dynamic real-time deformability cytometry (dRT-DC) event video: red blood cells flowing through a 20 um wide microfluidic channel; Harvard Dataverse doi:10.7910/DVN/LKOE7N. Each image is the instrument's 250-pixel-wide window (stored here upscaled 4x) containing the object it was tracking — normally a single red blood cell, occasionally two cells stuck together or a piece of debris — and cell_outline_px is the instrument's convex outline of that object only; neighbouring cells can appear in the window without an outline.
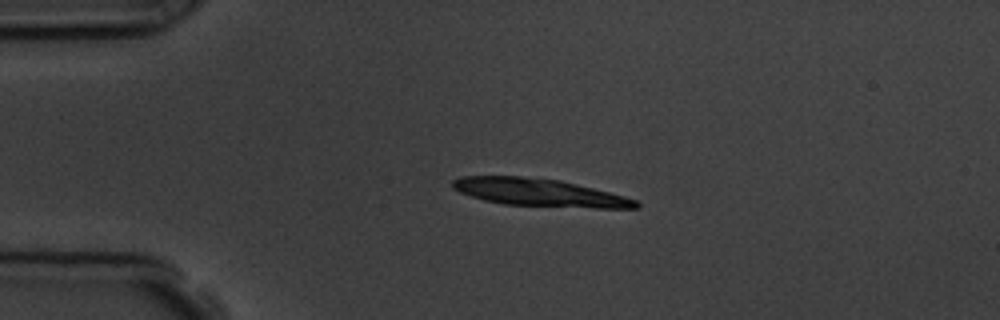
{"species": "common noctule bat (a hibernating species)", "species_latin": "Nyctalus noctula", "temperature_condition": "room temperature", "stored_images_in_passage": 2, "camera_frame_rate_fps": 3000, "um_per_image_px": 0.085, "animal": {"sex": "male", "body_mass_g": 19.5, "forearm_length_mm": 54.6}, "frame": {"image": 1, "passage_image": 1, "time_ms": 0.0, "image_size_px": [1000, 320], "cell_outline_px": [[640, 208], [596, 208], [504, 204], [484, 200], [460, 192], [452, 188], [452, 180], [460, 176], [520, 176], [560, 180], [624, 196], [636, 200], [640, 204]], "centroid_in_image_um": [45.82, 16.36], "position_along_channel_um": 39.2, "area_um2": 29.25}}